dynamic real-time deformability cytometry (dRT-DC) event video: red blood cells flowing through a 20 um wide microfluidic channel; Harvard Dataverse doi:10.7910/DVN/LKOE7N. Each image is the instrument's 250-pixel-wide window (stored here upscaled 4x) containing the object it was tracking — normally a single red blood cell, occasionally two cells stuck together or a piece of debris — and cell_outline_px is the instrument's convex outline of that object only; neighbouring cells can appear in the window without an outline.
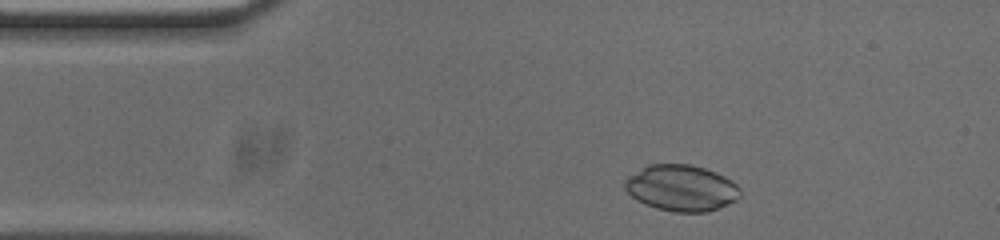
{"species": "common noctule bat (a hibernating species)", "species_latin": "Nyctalus noctula", "temperature_condition": "cold", "stored_images_in_passage": 39, "camera_frame_rate_fps": 3000, "um_per_image_px": 0.085, "animal": {"sex": "male", "body_mass_g": 20.0, "forearm_length_mm": 53.3}, "frame": {"image": 1, "passage_image": 4, "time_ms": 1.0, "image_size_px": [1000, 240], "cell_outline_px": [[740, 196], [736, 200], [716, 208], [704, 212], [676, 212], [656, 208], [644, 204], [636, 200], [624, 188], [624, 180], [628, 176], [648, 164], [692, 164], [716, 172], [724, 176], [736, 184], [740, 188]], "centroid_in_image_um": [57.89, 15.97], "position_along_channel_um": 27.1, "area_um2": 30.98}}
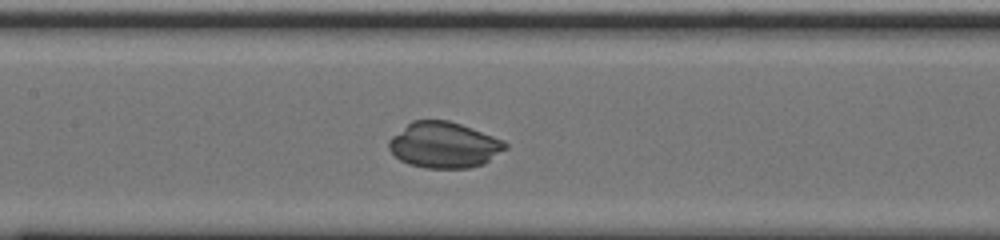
{"frame": {"image": 2, "passage_image": 19, "time_ms": 6.0, "image_size_px": [1000, 240], "cell_outline_px": [[508, 148], [484, 164], [468, 168], [424, 168], [408, 164], [400, 160], [388, 148], [388, 140], [392, 136], [412, 120], [448, 120], [472, 128], [504, 140], [508, 144]], "centroid_in_image_um": [37.75, 12.33], "position_along_channel_um": 169.6, "area_um2": 31.27}}
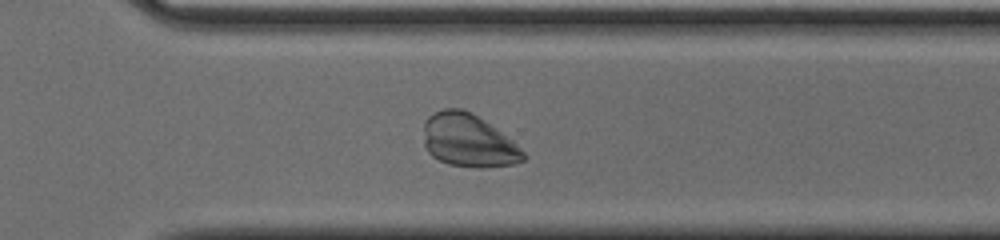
{"frame": {"image": 3, "passage_image": 32, "time_ms": 10.333, "image_size_px": [1000, 240], "cell_outline_px": [[528, 156], [524, 160], [512, 164], [448, 164], [432, 156], [428, 152], [424, 144], [424, 124], [428, 116], [444, 108], [460, 108], [472, 112], [484, 120], [512, 140]], "centroid_in_image_um": [39.78, 11.88], "position_along_channel_um": 330.8, "area_um2": 29.77}}